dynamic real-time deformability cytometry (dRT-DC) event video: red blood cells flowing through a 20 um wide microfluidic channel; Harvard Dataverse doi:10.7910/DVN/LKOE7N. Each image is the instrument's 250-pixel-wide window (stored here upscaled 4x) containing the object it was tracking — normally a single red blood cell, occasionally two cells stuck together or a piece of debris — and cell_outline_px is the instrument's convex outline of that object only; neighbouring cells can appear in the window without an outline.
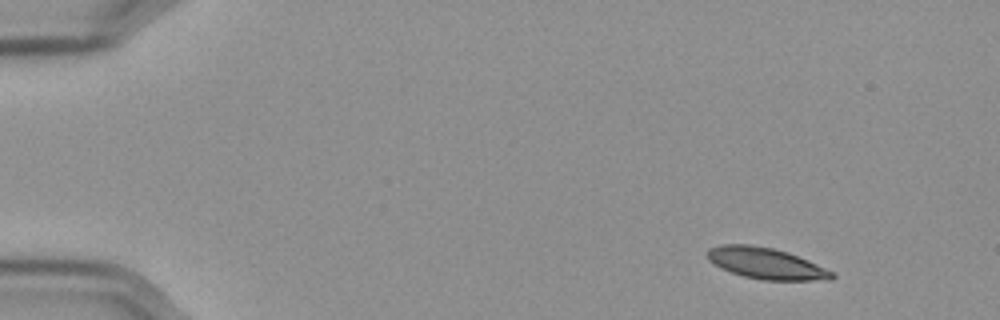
{"species": "Egyptian fruit bat (a non-hibernating species)", "species_latin": "Rousettus aegyptiacus", "temperature_condition": "cold", "stored_images_in_passage": 52, "camera_frame_rate_fps": 3000, "um_per_image_px": 0.085, "frame": {"image": 1, "passage_image": 1, "time_ms": 0.0, "image_size_px": [1000, 320], "cell_outline_px": [[836, 276], [832, 280], [764, 280], [744, 276], [720, 268], [708, 260], [708, 248], [720, 244], [752, 244], [772, 248], [788, 252], [808, 260], [836, 272]], "centroid_in_image_um": [65.15, 22.38], "position_along_channel_um": 19.9, "area_um2": 22.83}}
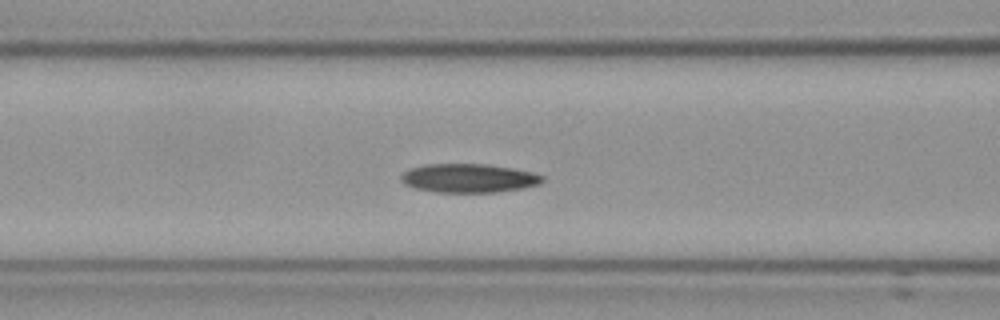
{"frame": {"image": 2, "passage_image": 19, "time_ms": 6.0, "image_size_px": [1000, 320], "cell_outline_px": [[544, 180], [540, 184], [524, 188], [496, 192], [436, 192], [416, 188], [404, 184], [400, 180], [400, 176], [404, 172], [412, 168], [424, 164], [484, 164], [512, 168], [532, 172], [544, 176]], "centroid_in_image_um": [39.85, 15.14], "position_along_channel_um": 126.7, "area_um2": 23.7}}
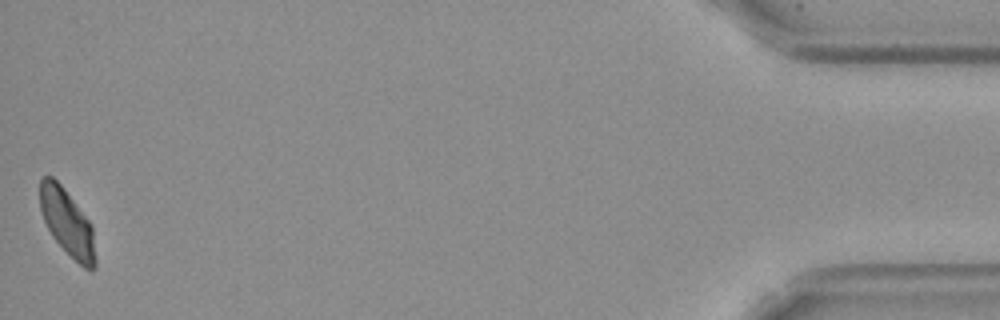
{"frame": {"image": 3, "passage_image": 52, "time_ms": 17.0, "image_size_px": [1000, 320], "cell_outline_px": [[96, 268], [92, 272], [84, 268], [52, 236], [44, 220], [40, 208], [40, 180], [44, 176], [52, 176], [60, 184], [92, 224], [96, 260]], "centroid_in_image_um": [5.74, 18.93], "position_along_channel_um": 429.5, "area_um2": 21.15}, "authors_computed_cell_mechanics": {"area_um2": 23.3801, "velocity_mm_per_s": 3.5468, "shape_relaxation_time_tau1_ms": null, "shape_relaxation_time_tau2_ms": 6.1196, "deformation_change_tau1": null, "deformation_change_tau2": 0.1068}}